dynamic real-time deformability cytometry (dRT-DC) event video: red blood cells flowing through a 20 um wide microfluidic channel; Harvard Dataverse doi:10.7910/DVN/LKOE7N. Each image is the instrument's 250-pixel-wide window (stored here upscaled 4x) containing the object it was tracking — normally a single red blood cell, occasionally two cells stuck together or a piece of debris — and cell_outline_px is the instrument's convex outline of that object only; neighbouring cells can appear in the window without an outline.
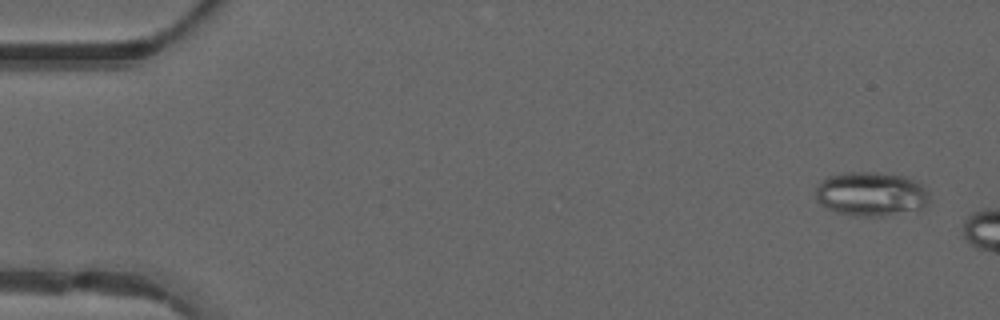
{"species": "common noctule bat (a hibernating species)", "species_latin": "Nyctalus noctula", "temperature_condition": "warm", "stored_images_in_passage": 7, "camera_frame_rate_fps": 3000, "um_per_image_px": 0.085, "animal": {"sex": "male", "forearm_length_mm": 52.5}, "frame": {"image": 1, "passage_image": 3, "time_ms": 0.667, "image_size_px": [1000, 320], "cell_outline_px": [[928, 204], [920, 208], [880, 216], [852, 216], [836, 212], [820, 204], [816, 200], [816, 188], [820, 180], [828, 176], [848, 172], [876, 172], [904, 176], [916, 180], [924, 184], [928, 192]], "centroid_in_image_um": [74.02, 16.47], "position_along_channel_um": 11.0, "area_um2": 29.36}}